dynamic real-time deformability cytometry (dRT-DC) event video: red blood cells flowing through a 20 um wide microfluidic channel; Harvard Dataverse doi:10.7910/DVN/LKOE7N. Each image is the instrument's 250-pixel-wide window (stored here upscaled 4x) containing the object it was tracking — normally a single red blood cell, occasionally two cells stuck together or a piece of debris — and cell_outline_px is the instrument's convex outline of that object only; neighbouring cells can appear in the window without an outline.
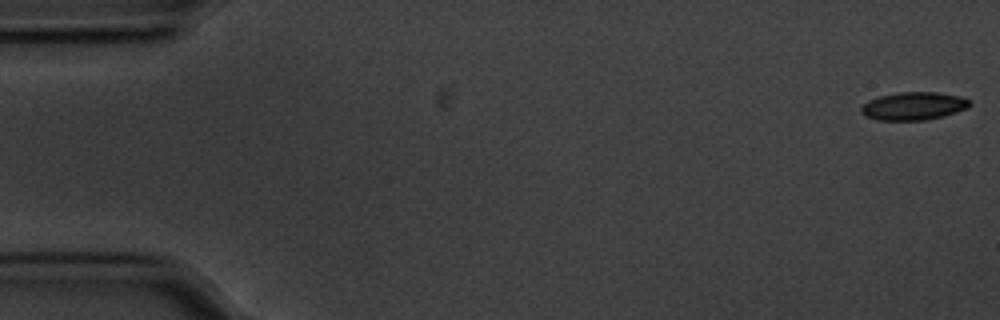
{"species": "common noctule bat (a hibernating species)", "species_latin": "Nyctalus noctula", "temperature_condition": "cold", "stored_images_in_passage": 56, "camera_frame_rate_fps": 3000, "um_per_image_px": 0.085, "animal": {"sex": "male", "body_mass_g": 20.1, "forearm_length_mm": 53.5}, "frame": {"image": 1, "passage_image": 1, "time_ms": 0.0, "image_size_px": [1000, 320], "cell_outline_px": [[972, 104], [956, 112], [944, 116], [924, 120], [876, 120], [864, 116], [860, 112], [860, 108], [868, 100], [880, 96], [900, 92], [936, 92], [960, 96], [968, 100]], "centroid_in_image_um": [77.61, 9.02], "position_along_channel_um": 7.4, "area_um2": 17.63}}
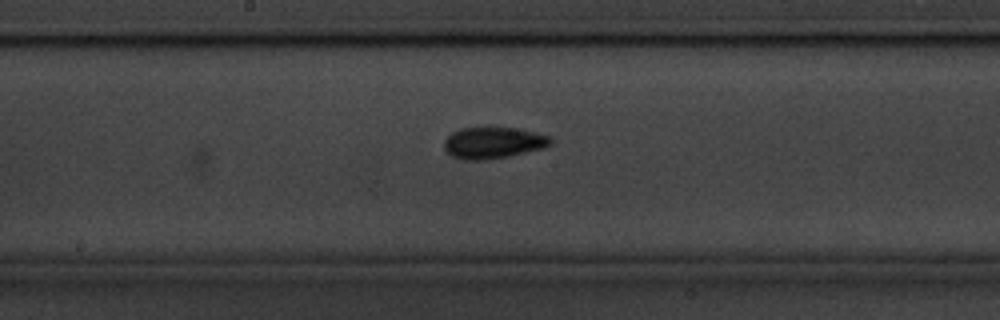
{"frame": {"image": 2, "passage_image": 29, "time_ms": 9.333, "image_size_px": [1000, 320], "cell_outline_px": [[552, 144], [544, 148], [508, 156], [484, 160], [464, 160], [452, 156], [444, 148], [444, 140], [452, 132], [460, 128], [520, 128], [536, 132], [548, 136], [552, 140]], "centroid_in_image_um": [41.93, 12.13], "position_along_channel_um": 206.3, "area_um2": 19.48}}
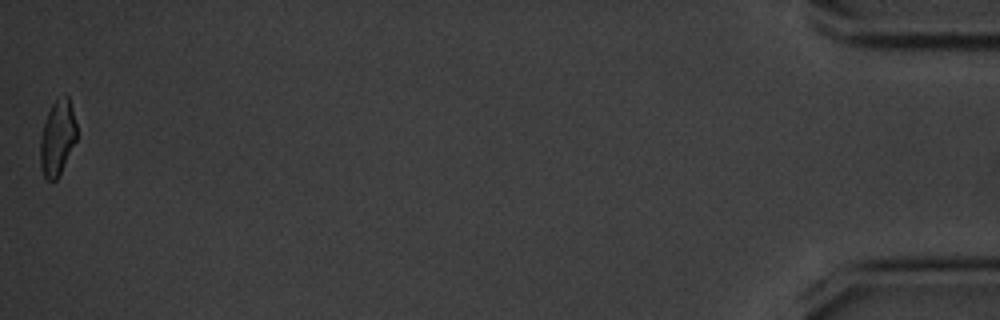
{"frame": {"image": 3, "passage_image": 56, "time_ms": 18.333, "image_size_px": [1000, 320], "cell_outline_px": [[76, 140], [56, 180], [48, 180], [44, 176], [40, 168], [40, 140], [44, 124], [48, 112], [52, 104], [56, 100], [68, 96], [76, 124]], "centroid_in_image_um": [4.86, 11.75], "position_along_channel_um": 430.3, "area_um2": 15.49}, "authors_computed_cell_mechanics": {"area_um2": 17.7446, "velocity_mm_per_s": 3.5525, "shape_relaxation_time_tau1_ms": 2.6128, "shape_relaxation_time_tau2_ms": 3.4142, "deformation_change_tau1": 0.1054, "deformation_change_tau2": 0.0899}}